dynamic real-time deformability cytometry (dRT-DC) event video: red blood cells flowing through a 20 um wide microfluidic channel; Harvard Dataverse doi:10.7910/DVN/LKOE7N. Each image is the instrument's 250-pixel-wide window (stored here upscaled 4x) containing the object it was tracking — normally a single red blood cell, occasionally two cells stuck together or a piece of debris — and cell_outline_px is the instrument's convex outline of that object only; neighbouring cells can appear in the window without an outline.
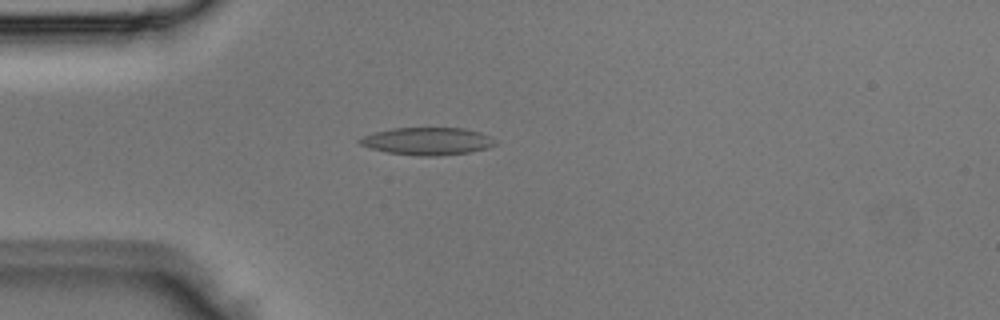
{"species": "Egyptian fruit bat (a non-hibernating species)", "species_latin": "Rousettus aegyptiacus", "temperature_condition": "room temperature", "stored_images_in_passage": 4, "camera_frame_rate_fps": 3000, "um_per_image_px": 0.085, "animal": {"sex": "male"}, "frame": {"image": 1, "passage_image": 4, "time_ms": 1.0, "image_size_px": [1000, 320], "cell_outline_px": [[496, 144], [488, 148], [468, 152], [440, 156], [416, 156], [388, 152], [368, 148], [360, 144], [356, 140], [360, 136], [372, 132], [392, 128], [464, 128], [480, 132], [488, 136]], "centroid_in_image_um": [36.24, 12.0], "position_along_channel_um": 48.8, "area_um2": 21.85}}